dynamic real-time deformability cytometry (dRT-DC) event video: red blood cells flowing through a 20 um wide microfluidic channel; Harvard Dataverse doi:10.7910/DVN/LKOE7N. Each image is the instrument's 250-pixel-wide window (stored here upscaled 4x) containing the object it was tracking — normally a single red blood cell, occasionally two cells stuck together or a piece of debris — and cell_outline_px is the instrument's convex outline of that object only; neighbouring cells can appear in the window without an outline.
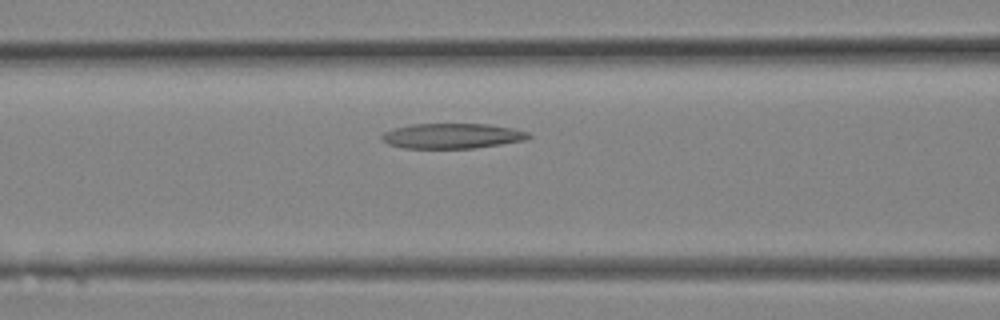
{"species": "Egyptian fruit bat (a non-hibernating species)", "species_latin": "Rousettus aegyptiacus", "temperature_condition": "room temperature", "stored_images_in_passage": 5, "camera_frame_rate_fps": 3000, "um_per_image_px": 0.085, "animal": {"sex": "female"}, "frame": {"image": 1, "passage_image": 3, "time_ms": 0.667, "image_size_px": [1000, 320], "cell_outline_px": [[532, 136], [524, 140], [476, 148], [404, 148], [388, 144], [380, 140], [380, 136], [384, 132], [392, 128], [412, 124], [488, 124], [516, 128], [528, 132]], "centroid_in_image_um": [38.41, 11.55], "position_along_channel_um": 128.2, "area_um2": 21.68}}
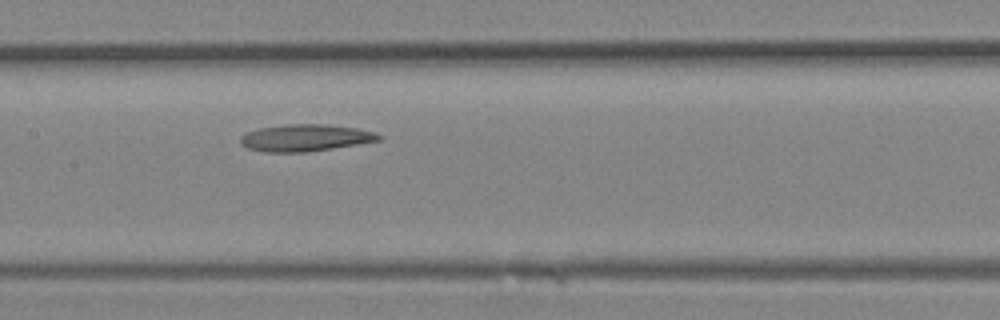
{"frame": {"image": 2, "passage_image": 5, "time_ms": 1.333, "image_size_px": [1000, 320], "cell_outline_px": [[384, 136], [380, 140], [308, 152], [264, 152], [248, 148], [240, 144], [240, 136], [248, 132], [260, 128], [288, 124], [328, 124], [356, 128], [376, 132]], "centroid_in_image_um": [25.96, 11.71], "position_along_channel_um": 181.4, "area_um2": 21.68}}